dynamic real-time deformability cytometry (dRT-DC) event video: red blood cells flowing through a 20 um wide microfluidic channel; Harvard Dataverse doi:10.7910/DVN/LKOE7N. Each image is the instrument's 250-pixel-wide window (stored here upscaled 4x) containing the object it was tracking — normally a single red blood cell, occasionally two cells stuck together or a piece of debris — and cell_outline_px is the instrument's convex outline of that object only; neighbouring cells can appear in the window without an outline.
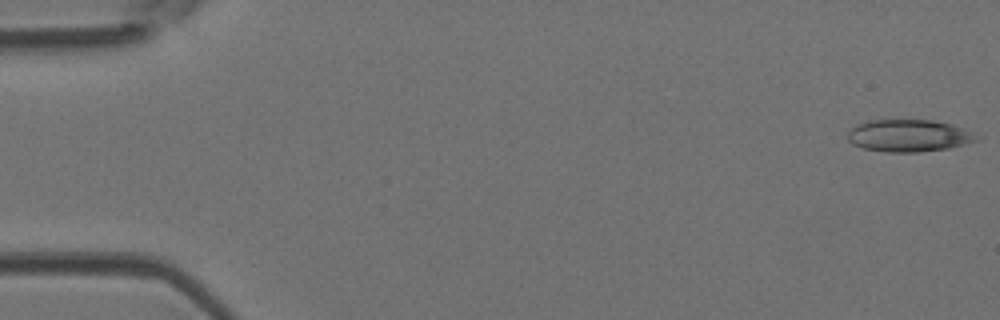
{"species": "Egyptian fruit bat (a non-hibernating species)", "species_latin": "Rousettus aegyptiacus", "temperature_condition": "room temperature", "stored_images_in_passage": 49, "camera_frame_rate_fps": 3000, "um_per_image_px": 0.085, "animal": {"sex": "female"}, "frame": {"image": 1, "passage_image": 1, "time_ms": 0.0, "image_size_px": [1000, 320], "cell_outline_px": [[984, 136], [980, 140], [948, 148], [920, 152], [884, 152], [860, 148], [852, 144], [848, 140], [848, 132], [856, 124], [868, 120], [932, 120], [952, 124], [976, 132]], "centroid_in_image_um": [77.3, 11.53], "position_along_channel_um": 7.7, "area_um2": 24.68}}
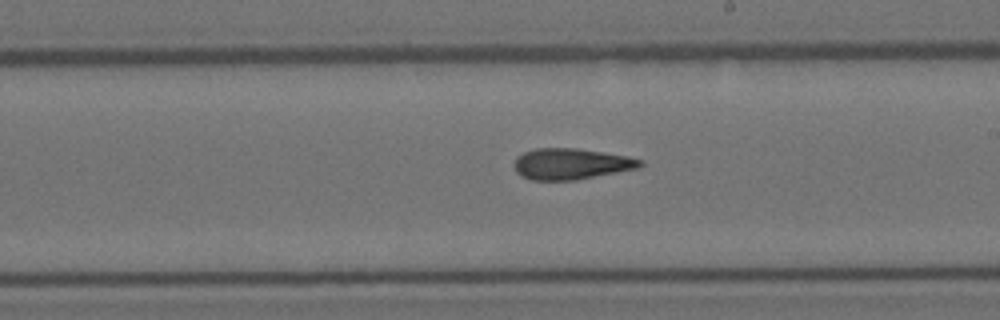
{"frame": {"image": 2, "passage_image": 28, "time_ms": 9.0, "image_size_px": [1000, 320], "cell_outline_px": [[644, 164], [640, 168], [576, 180], [532, 180], [520, 176], [516, 172], [516, 156], [524, 152], [536, 148], [576, 148], [628, 156], [644, 160]], "centroid_in_image_um": [48.58, 13.93], "position_along_channel_um": 240.4, "area_um2": 22.89}}
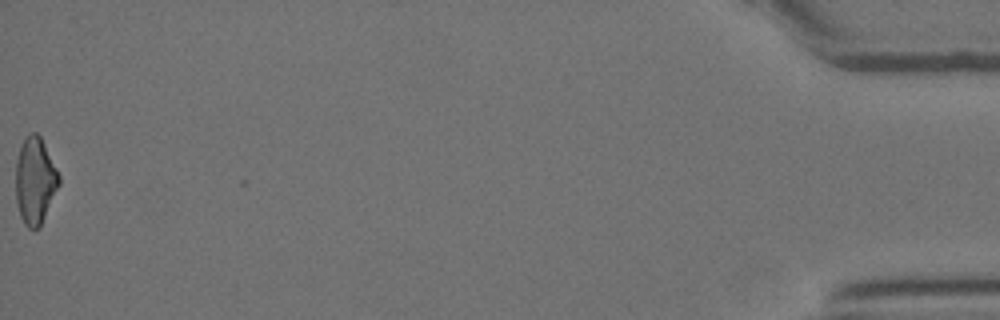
{"frame": {"image": 3, "passage_image": 49, "time_ms": 16.0, "image_size_px": [1000, 320], "cell_outline_px": [[60, 184], [40, 228], [28, 228], [24, 224], [20, 216], [16, 200], [16, 160], [24, 136], [28, 132], [36, 132], [40, 136], [60, 176]], "centroid_in_image_um": [2.98, 15.36], "position_along_channel_um": 432.2, "area_um2": 21.96}, "authors_computed_cell_mechanics": {"area_um2": 23.1778, "velocity_mm_per_s": 4.1819, "shape_relaxation_time_tau1_ms": null, "shape_relaxation_time_tau2_ms": 4.2923, "deformation_change_tau1": null, "deformation_change_tau2": 0.1519}}